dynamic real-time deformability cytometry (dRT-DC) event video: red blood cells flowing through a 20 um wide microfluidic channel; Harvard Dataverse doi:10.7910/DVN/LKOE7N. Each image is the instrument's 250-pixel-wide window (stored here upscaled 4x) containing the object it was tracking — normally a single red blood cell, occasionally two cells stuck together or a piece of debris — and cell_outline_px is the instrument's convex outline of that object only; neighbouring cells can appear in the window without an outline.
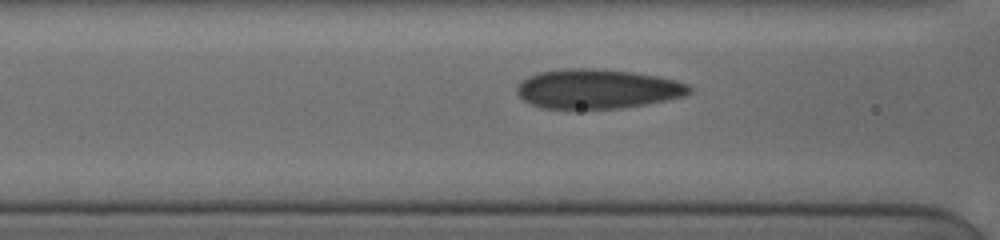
{"species": "human", "species_latin": "Homo sapiens", "temperature_condition": "cold", "stored_images_in_passage": 16, "camera_frame_rate_fps": 3000, "um_per_image_px": 0.085, "donor": {"sex": "female"}, "frame": {"image": 1, "passage_image": 7, "time_ms": 2.0, "image_size_px": [1000, 240], "cell_outline_px": [[692, 92], [684, 96], [648, 104], [620, 108], [540, 108], [524, 100], [516, 92], [516, 88], [528, 76], [540, 72], [568, 68], [600, 68], [632, 72], [656, 76], [676, 80], [688, 84], [692, 88]], "centroid_in_image_um": [50.81, 7.55], "position_along_channel_um": 115.8, "area_um2": 39.59}}
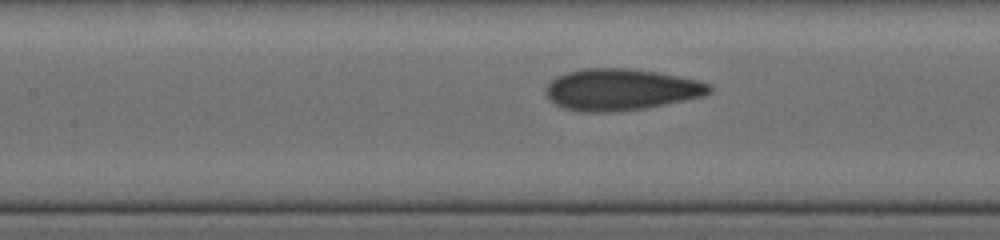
{"frame": {"image": 2, "passage_image": 10, "time_ms": 3.0, "image_size_px": [1000, 240], "cell_outline_px": [[712, 92], [704, 96], [644, 108], [612, 112], [580, 112], [564, 108], [556, 104], [548, 96], [548, 84], [556, 76], [568, 72], [584, 68], [628, 68], [656, 72], [700, 80], [708, 84], [712, 88]], "centroid_in_image_um": [52.81, 7.61], "position_along_channel_um": 154.6, "area_um2": 39.3}}
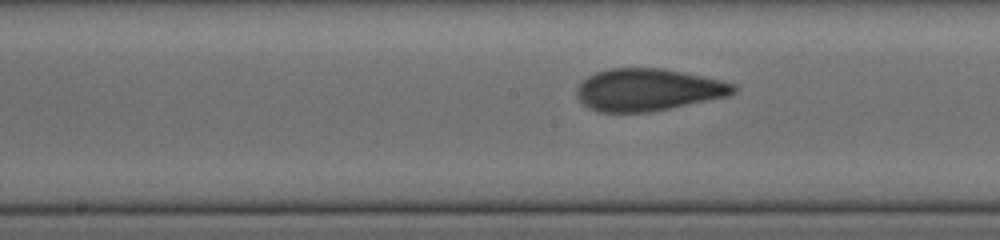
{"frame": {"image": 3, "passage_image": 13, "time_ms": 4.0, "image_size_px": [1000, 240], "cell_outline_px": [[740, 88], [736, 92], [728, 96], [648, 112], [596, 112], [588, 108], [576, 96], [576, 88], [588, 76], [596, 72], [608, 68], [664, 68], [720, 80], [736, 84]], "centroid_in_image_um": [55.07, 7.62], "position_along_channel_um": 193.1, "area_um2": 38.55}}